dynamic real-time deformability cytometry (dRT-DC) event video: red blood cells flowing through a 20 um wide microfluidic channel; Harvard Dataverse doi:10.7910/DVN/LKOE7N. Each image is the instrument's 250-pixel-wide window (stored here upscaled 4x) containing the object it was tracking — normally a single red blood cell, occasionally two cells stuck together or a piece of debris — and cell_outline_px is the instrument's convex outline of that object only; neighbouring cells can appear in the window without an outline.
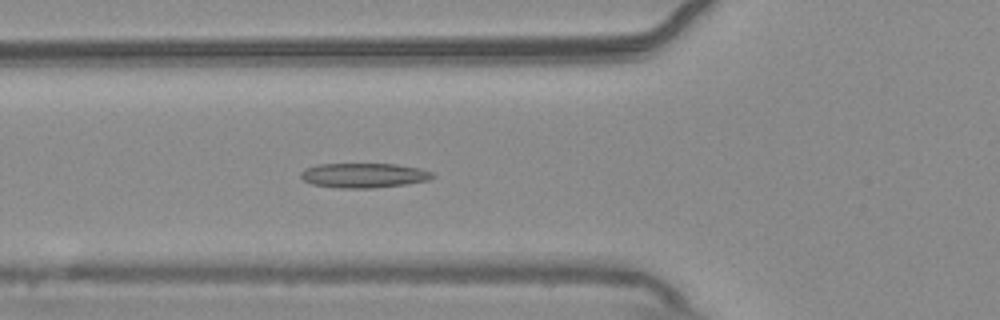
{"species": "common noctule bat (a hibernating species)", "species_latin": "Nyctalus noctula", "temperature_condition": "warm", "stored_images_in_passage": 53, "camera_frame_rate_fps": 3000, "um_per_image_px": 0.085, "animal": {"sex": "male", "body_mass_g": 20.4}, "frame": {"image": 1, "passage_image": 19, "time_ms": 6.0, "image_size_px": [1000, 320], "cell_outline_px": [[436, 176], [428, 180], [404, 184], [372, 188], [340, 188], [312, 184], [304, 180], [300, 176], [300, 172], [304, 168], [316, 164], [396, 164], [420, 168], [432, 172]], "centroid_in_image_um": [30.9, 14.9], "position_along_channel_um": 94.9, "area_um2": 18.96}}
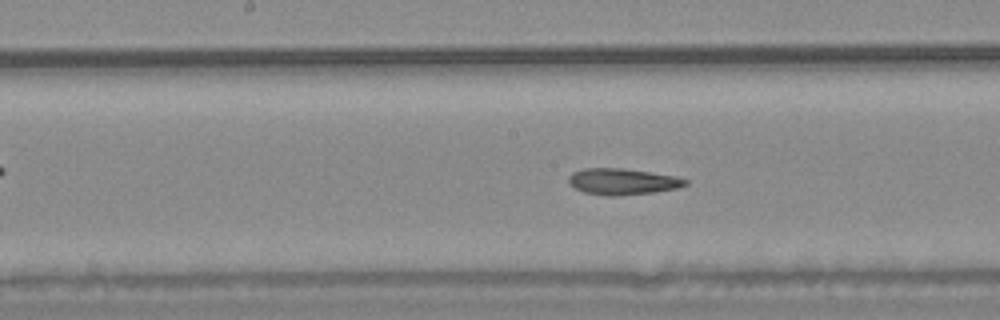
{"frame": {"image": 2, "passage_image": 27, "time_ms": 8.667, "image_size_px": [1000, 320], "cell_outline_px": [[688, 184], [680, 188], [656, 192], [616, 196], [608, 196], [584, 192], [568, 184], [568, 176], [572, 172], [584, 168], [620, 168], [676, 176], [688, 180]], "centroid_in_image_um": [52.92, 15.44], "position_along_channel_um": 195.3, "area_um2": 17.98}}
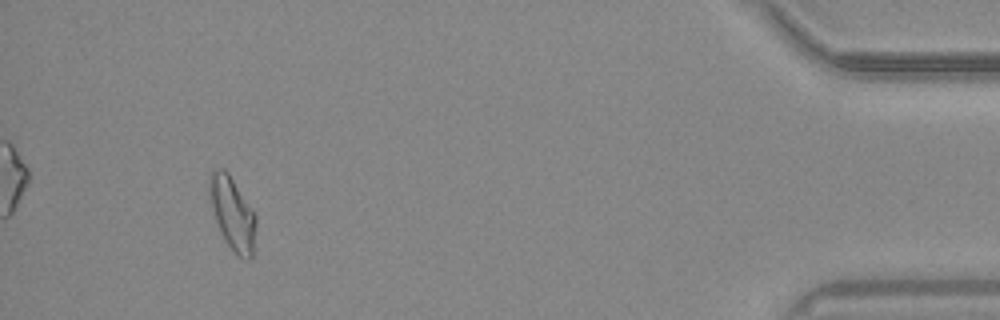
{"frame": {"image": 3, "passage_image": 50, "time_ms": 16.333, "image_size_px": [1000, 320], "cell_outline_px": [[256, 224], [252, 256], [248, 260], [244, 260], [228, 244], [216, 220], [212, 208], [208, 192], [208, 176], [216, 168], [224, 168], [228, 172], [256, 216]], "centroid_in_image_um": [19.74, 18.09], "position_along_channel_um": 415.5, "area_um2": 19.31}, "authors_computed_cell_mechanics": {"area_um2": 18.785, "velocity_mm_per_s": 3.749, "shape_relaxation_time_tau1_ms": 10.1455, "shape_relaxation_time_tau2_ms": 3.868, "deformation_change_tau1": 0.2217, "deformation_change_tau2": 0.1073}}